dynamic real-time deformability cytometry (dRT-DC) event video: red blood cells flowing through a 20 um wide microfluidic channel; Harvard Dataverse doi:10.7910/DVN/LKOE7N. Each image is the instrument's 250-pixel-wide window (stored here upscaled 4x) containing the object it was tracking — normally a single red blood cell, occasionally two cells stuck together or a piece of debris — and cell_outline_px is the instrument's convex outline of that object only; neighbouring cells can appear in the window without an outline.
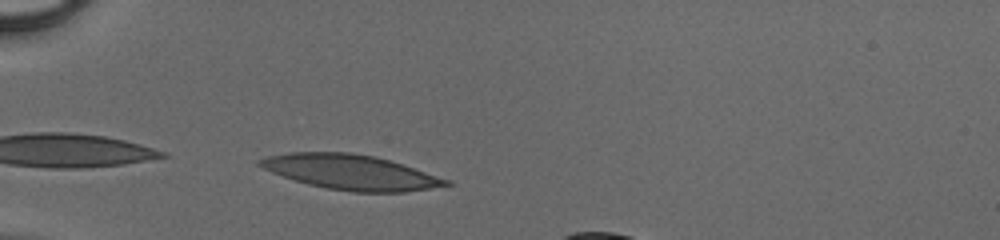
{"species": "human", "species_latin": "Homo sapiens", "temperature_condition": "cold", "stored_images_in_passage": 31, "camera_frame_rate_fps": 3000, "um_per_image_px": 0.085, "donor": {"sex": "male"}, "frame": {"image": 1, "passage_image": 1, "time_ms": 0.0, "image_size_px": [1000, 240], "cell_outline_px": [[452, 184], [404, 192], [356, 192], [328, 188], [308, 184], [272, 172], [256, 164], [256, 160], [268, 156], [292, 152], [348, 152], [376, 156], [452, 180]], "centroid_in_image_um": [29.81, 14.62], "position_along_channel_um": 55.2, "area_um2": 37.51}}
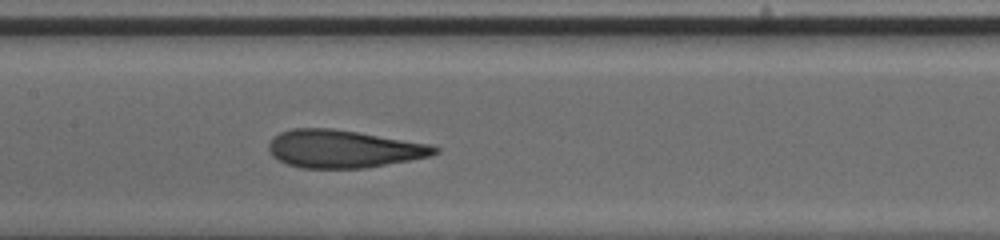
{"frame": {"image": 2, "passage_image": 11, "time_ms": 3.333, "image_size_px": [1000, 240], "cell_outline_px": [[440, 152], [432, 156], [364, 168], [304, 168], [288, 164], [272, 156], [268, 148], [268, 144], [272, 136], [280, 132], [292, 128], [332, 128], [428, 144], [440, 148]], "centroid_in_image_um": [29.16, 12.65], "position_along_channel_um": 178.2, "area_um2": 36.36}}
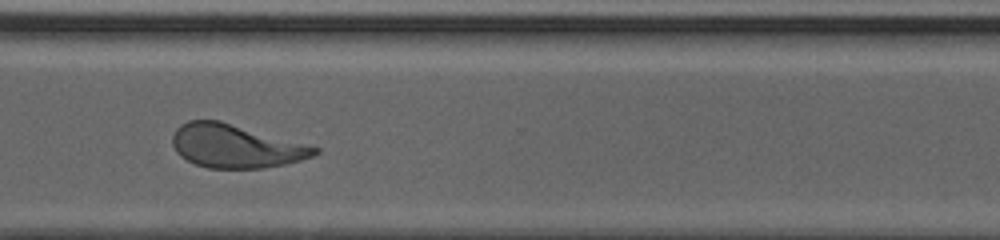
{"frame": {"image": 3, "passage_image": 23, "time_ms": 7.333, "image_size_px": [1000, 240], "cell_outline_px": [[320, 152], [312, 156], [300, 160], [284, 164], [260, 168], [208, 168], [196, 164], [180, 156], [176, 152], [172, 144], [172, 136], [176, 128], [180, 124], [188, 120], [220, 120], [320, 148]], "centroid_in_image_um": [19.99, 12.41], "position_along_channel_um": 350.6, "area_um2": 35.78}}